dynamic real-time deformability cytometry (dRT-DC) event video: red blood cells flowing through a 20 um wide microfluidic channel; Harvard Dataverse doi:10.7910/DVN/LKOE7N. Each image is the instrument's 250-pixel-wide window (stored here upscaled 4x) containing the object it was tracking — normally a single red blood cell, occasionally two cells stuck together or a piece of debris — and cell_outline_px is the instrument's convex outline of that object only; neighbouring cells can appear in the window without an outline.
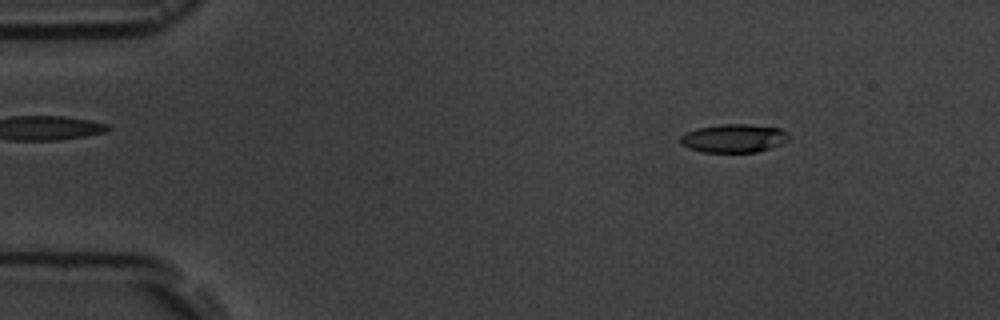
{"species": "common noctule bat (a hibernating species)", "species_latin": "Nyctalus noctula", "temperature_condition": "room temperature", "stored_images_in_passage": 9, "camera_frame_rate_fps": 3000, "um_per_image_px": 0.085, "animal": {"sex": "male", "body_mass_g": 19.5, "forearm_length_mm": 54.6}, "frame": {"image": 1, "passage_image": 1, "time_ms": 0.0, "image_size_px": [1000, 320], "cell_outline_px": [[788, 140], [784, 144], [756, 152], [704, 152], [688, 148], [680, 144], [680, 136], [696, 128], [724, 124], [748, 124], [780, 128], [788, 132]], "centroid_in_image_um": [62.39, 11.75], "position_along_channel_um": 22.6, "area_um2": 18.03}}
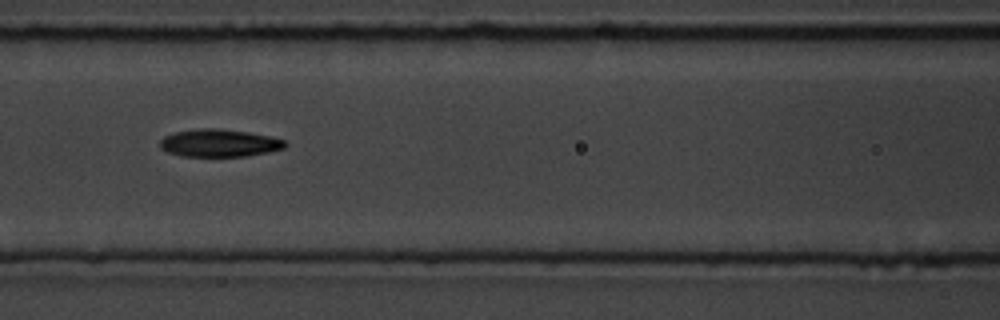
{"frame": {"image": 2, "passage_image": 6, "time_ms": 5.667, "image_size_px": [1000, 320], "cell_outline_px": [[288, 144], [284, 148], [268, 152], [244, 156], [180, 156], [168, 152], [160, 148], [160, 140], [164, 136], [176, 132], [200, 128], [220, 128], [248, 132], [268, 136], [284, 140]], "centroid_in_image_um": [18.62, 12.15], "position_along_channel_um": 148.0, "area_um2": 20.06}}
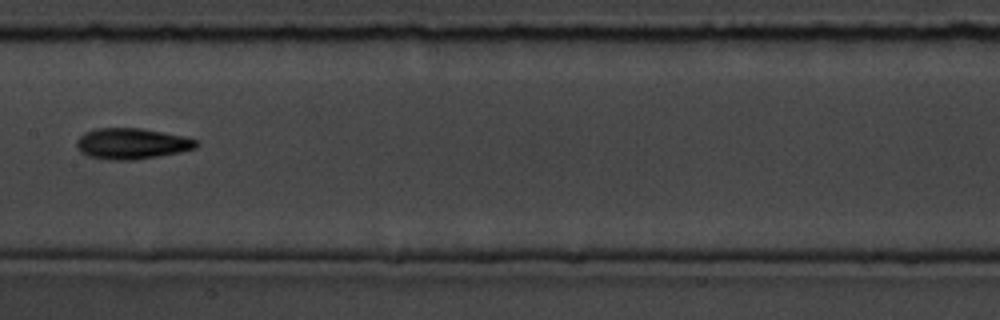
{"frame": {"image": 3, "passage_image": 7, "time_ms": 7.0, "image_size_px": [1000, 320], "cell_outline_px": [[200, 144], [196, 148], [180, 152], [132, 160], [108, 160], [88, 156], [80, 152], [76, 144], [76, 140], [84, 132], [96, 128], [140, 128], [180, 136], [196, 140]], "centroid_in_image_um": [11.15, 12.21], "position_along_channel_um": 196.3, "area_um2": 21.39}}